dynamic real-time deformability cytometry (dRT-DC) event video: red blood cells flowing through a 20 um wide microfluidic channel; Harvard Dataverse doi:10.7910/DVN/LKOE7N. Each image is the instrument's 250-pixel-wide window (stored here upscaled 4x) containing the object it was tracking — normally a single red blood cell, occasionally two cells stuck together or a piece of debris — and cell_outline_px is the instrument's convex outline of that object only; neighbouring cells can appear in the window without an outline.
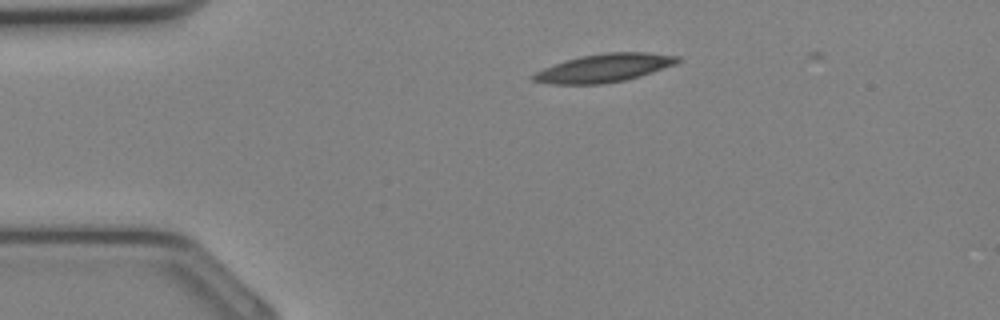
{"species": "Egyptian fruit bat (a non-hibernating species)", "species_latin": "Rousettus aegyptiacus", "temperature_condition": "cold", "stored_images_in_passage": 31, "camera_frame_rate_fps": 3000, "um_per_image_px": 0.085, "animal": {"sex": "female"}, "frame": {"image": 1, "passage_image": 4, "time_ms": 1.0, "image_size_px": [1000, 320], "cell_outline_px": [[680, 60], [676, 64], [640, 76], [624, 80], [600, 84], [552, 84], [532, 80], [532, 76], [536, 72], [544, 68], [564, 60], [580, 56], [608, 52], [648, 52], [680, 56]], "centroid_in_image_um": [51.37, 5.77], "position_along_channel_um": 33.6, "area_um2": 23.64}}
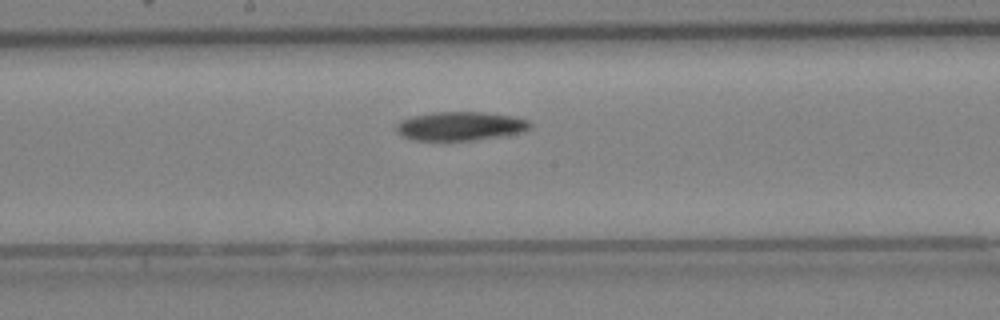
{"frame": {"image": 2, "passage_image": 15, "time_ms": 4.667, "image_size_px": [1000, 320], "cell_outline_px": [[532, 124], [528, 128], [520, 132], [472, 140], [412, 140], [396, 132], [396, 124], [400, 120], [412, 116], [436, 112], [480, 112], [508, 116], [528, 120]], "centroid_in_image_um": [39.04, 10.71], "position_along_channel_um": 209.2, "area_um2": 21.96}}
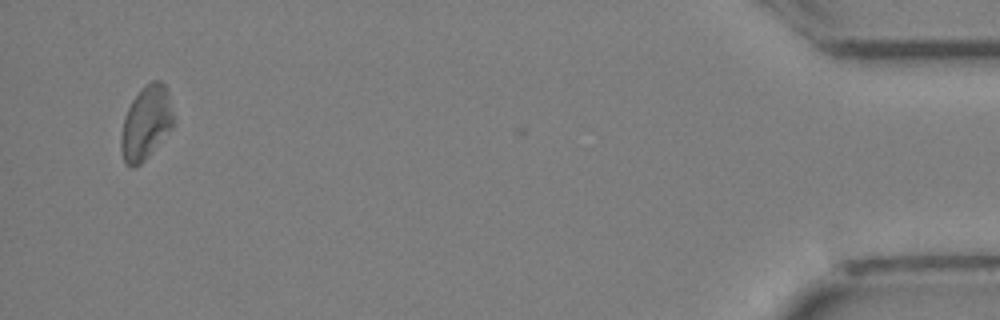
{"frame": {"image": 3, "passage_image": 30, "time_ms": 9.667, "image_size_px": [1000, 320], "cell_outline_px": [[176, 124], [148, 156], [136, 168], [132, 168], [124, 160], [120, 148], [120, 136], [124, 116], [132, 100], [140, 88], [152, 80], [160, 80], [168, 88]], "centroid_in_image_um": [12.44, 10.41], "position_along_channel_um": 422.8, "area_um2": 22.95}}